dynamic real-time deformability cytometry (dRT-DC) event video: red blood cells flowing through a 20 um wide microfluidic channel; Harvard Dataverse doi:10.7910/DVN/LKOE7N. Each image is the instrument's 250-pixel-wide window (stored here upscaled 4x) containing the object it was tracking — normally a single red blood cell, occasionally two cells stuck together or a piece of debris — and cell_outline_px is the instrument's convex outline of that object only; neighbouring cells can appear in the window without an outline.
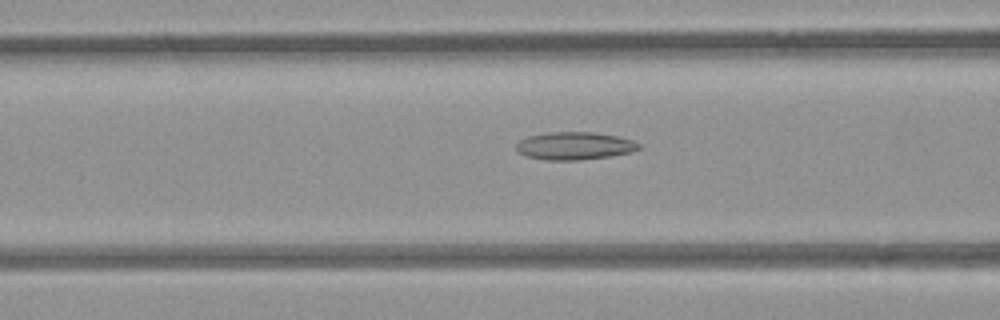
{"species": "common noctule bat (a hibernating species)", "species_latin": "Nyctalus noctula", "temperature_condition": "room temperature", "stored_images_in_passage": 18, "camera_frame_rate_fps": 3000, "um_per_image_px": 0.085, "animal": {"sex": "female", "body_mass_g": 21.9}, "frame": {"image": 1, "passage_image": 6, "time_ms": 1.667, "image_size_px": [1000, 320], "cell_outline_px": [[644, 148], [632, 152], [612, 156], [580, 160], [544, 160], [524, 156], [516, 152], [516, 144], [520, 140], [528, 136], [548, 132], [592, 132], [616, 136], [632, 140], [640, 144]], "centroid_in_image_um": [48.83, 12.41], "position_along_channel_um": 117.8, "area_um2": 20.11}}
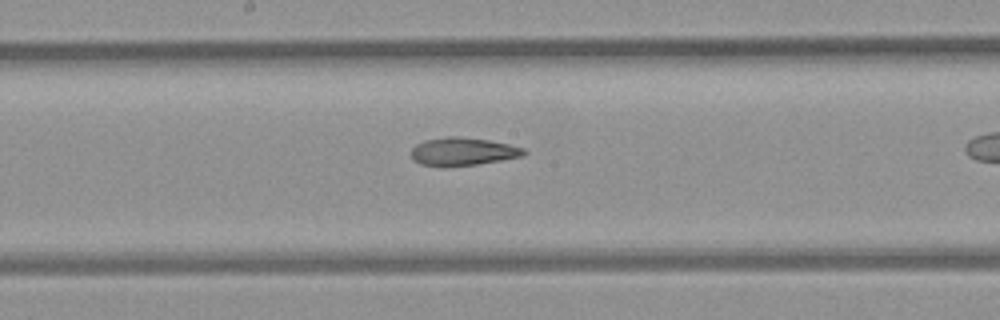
{"frame": {"image": 2, "passage_image": 13, "time_ms": 4.0, "image_size_px": [1000, 320], "cell_outline_px": [[528, 152], [524, 156], [476, 164], [448, 168], [440, 168], [420, 164], [412, 160], [412, 148], [416, 144], [424, 140], [448, 136], [456, 136], [488, 140], [508, 144], [524, 148]], "centroid_in_image_um": [39.3, 12.9], "position_along_channel_um": 208.9, "area_um2": 18.73}}
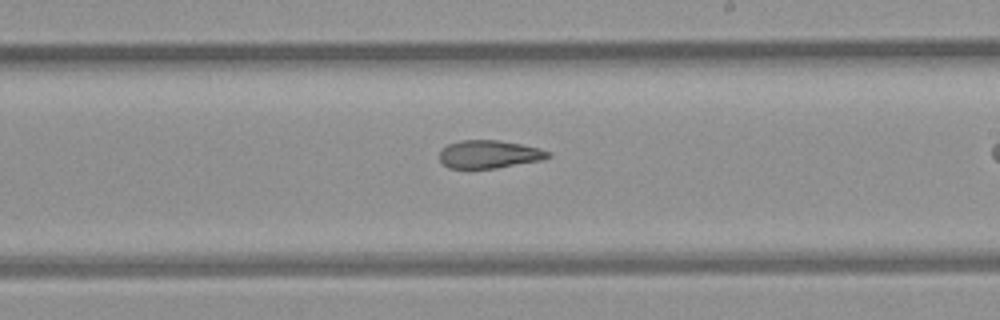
{"frame": {"image": 3, "passage_image": 16, "time_ms": 5.0, "image_size_px": [1000, 320], "cell_outline_px": [[552, 156], [540, 160], [496, 168], [448, 168], [440, 160], [440, 152], [448, 144], [460, 140], [500, 140], [540, 148], [552, 152]], "centroid_in_image_um": [41.6, 13.1], "position_along_channel_um": 247.4, "area_um2": 17.63}}